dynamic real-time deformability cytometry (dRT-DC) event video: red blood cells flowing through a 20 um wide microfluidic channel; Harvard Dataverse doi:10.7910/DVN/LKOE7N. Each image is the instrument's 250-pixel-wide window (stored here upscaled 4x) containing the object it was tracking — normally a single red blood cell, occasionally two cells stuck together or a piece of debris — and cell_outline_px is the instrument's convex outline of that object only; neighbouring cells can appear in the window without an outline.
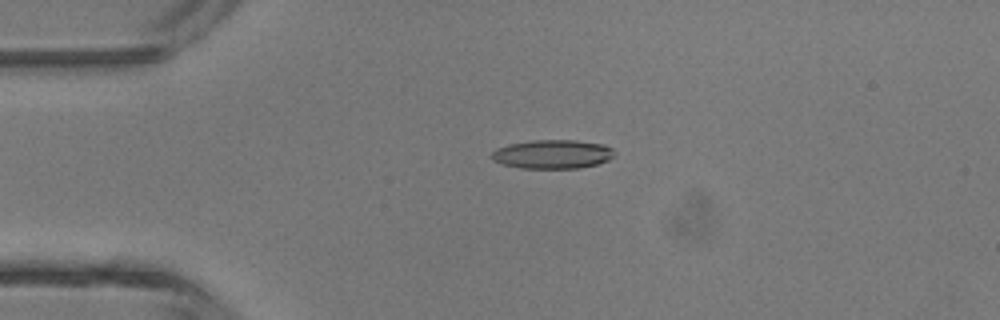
{"species": "common noctule bat (a hibernating species)", "species_latin": "Nyctalus noctula", "temperature_condition": "room temperature", "stored_images_in_passage": 6, "camera_frame_rate_fps": 3000, "um_per_image_px": 0.085, "animal": {"sex": "male", "body_mass_g": 13.3}, "frame": {"image": 1, "passage_image": 4, "time_ms": 3.333, "image_size_px": [1000, 320], "cell_outline_px": [[616, 156], [608, 160], [596, 164], [580, 168], [520, 168], [504, 164], [492, 160], [492, 152], [496, 148], [512, 144], [532, 140], [576, 140], [604, 144], [612, 148], [616, 152]], "centroid_in_image_um": [47.02, 13.1], "position_along_channel_um": 38.0, "area_um2": 20.69}}
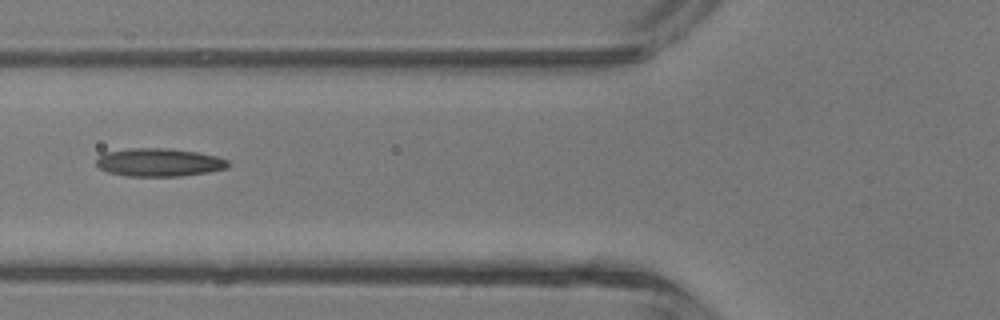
{"frame": {"image": 2, "passage_image": 6, "time_ms": 5.667, "image_size_px": [1000, 320], "cell_outline_px": [[228, 168], [208, 172], [180, 176], [124, 176], [108, 172], [100, 168], [96, 164], [96, 160], [104, 152], [132, 148], [168, 148], [196, 152], [216, 156], [228, 160]], "centroid_in_image_um": [13.51, 13.8], "position_along_channel_um": 112.3, "area_um2": 21.56}}